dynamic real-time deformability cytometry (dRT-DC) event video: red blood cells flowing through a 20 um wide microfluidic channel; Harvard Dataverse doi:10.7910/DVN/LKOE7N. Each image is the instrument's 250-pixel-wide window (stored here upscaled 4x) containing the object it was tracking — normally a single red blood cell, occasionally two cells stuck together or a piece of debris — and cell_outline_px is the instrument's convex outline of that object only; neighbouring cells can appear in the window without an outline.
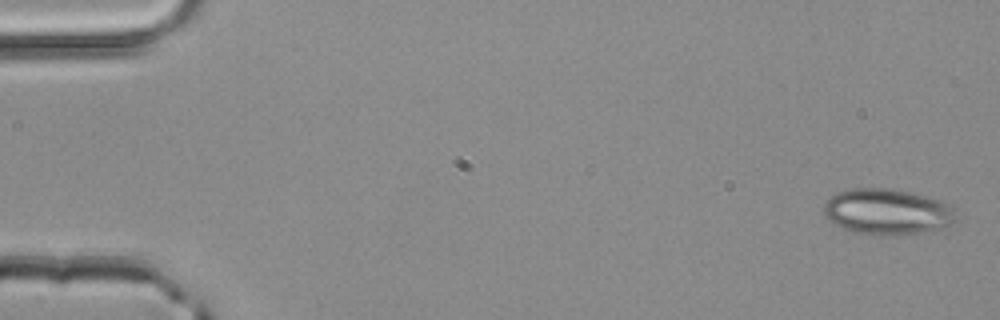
{"species": "common noctule bat (a hibernating species)", "species_latin": "Nyctalus noctula", "temperature_condition": "room temperature", "stored_images_in_passage": 6, "camera_frame_rate_fps": 3000, "um_per_image_px": 0.085, "animal": {"sex": "male", "body_mass_g": 20.4}, "frame": {"image": 1, "passage_image": 1, "time_ms": 0.0, "image_size_px": [1000, 320], "cell_outline_px": [[952, 224], [924, 232], [884, 236], [852, 232], [828, 220], [824, 212], [824, 204], [836, 192], [852, 188], [888, 188], [908, 192], [940, 200], [948, 204], [952, 208]], "centroid_in_image_um": [75.35, 18.0], "position_along_channel_um": 9.7, "area_um2": 34.85}}